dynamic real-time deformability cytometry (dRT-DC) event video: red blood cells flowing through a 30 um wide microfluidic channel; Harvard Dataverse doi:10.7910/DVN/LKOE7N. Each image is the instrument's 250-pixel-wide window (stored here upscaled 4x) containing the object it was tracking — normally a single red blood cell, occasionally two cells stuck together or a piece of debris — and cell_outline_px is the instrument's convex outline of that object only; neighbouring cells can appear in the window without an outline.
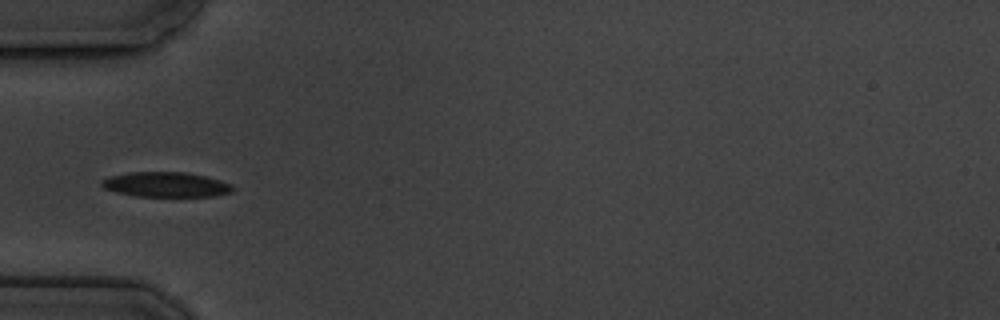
{"species": "common noctule bat (a hibernating species)", "species_latin": "Nyctalus noctula", "temperature_condition": "cold", "stored_images_in_passage": 6, "camera_frame_rate_fps": 3000, "um_per_image_px": 0.085, "animal": {"sex": "male", "body_mass_g": 19.5, "forearm_length_mm": 54.6}, "frame": {"image": 1, "passage_image": 5, "time_ms": 4.667, "image_size_px": [1000, 320], "cell_outline_px": [[236, 188], [232, 192], [216, 196], [136, 196], [116, 192], [104, 188], [100, 184], [100, 180], [108, 176], [128, 172], [188, 172], [220, 180], [232, 184]], "centroid_in_image_um": [14.1, 15.68], "position_along_channel_um": 70.9, "area_um2": 19.25}}